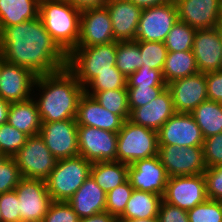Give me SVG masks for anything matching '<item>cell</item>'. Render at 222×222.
<instances>
[{
	"label": "cell",
	"mask_w": 222,
	"mask_h": 222,
	"mask_svg": "<svg viewBox=\"0 0 222 222\" xmlns=\"http://www.w3.org/2000/svg\"><path fill=\"white\" fill-rule=\"evenodd\" d=\"M40 0H0V31L39 17Z\"/></svg>",
	"instance_id": "cell-26"
},
{
	"label": "cell",
	"mask_w": 222,
	"mask_h": 222,
	"mask_svg": "<svg viewBox=\"0 0 222 222\" xmlns=\"http://www.w3.org/2000/svg\"><path fill=\"white\" fill-rule=\"evenodd\" d=\"M4 156V154L0 150V159Z\"/></svg>",
	"instance_id": "cell-55"
},
{
	"label": "cell",
	"mask_w": 222,
	"mask_h": 222,
	"mask_svg": "<svg viewBox=\"0 0 222 222\" xmlns=\"http://www.w3.org/2000/svg\"><path fill=\"white\" fill-rule=\"evenodd\" d=\"M167 87L162 70L139 68L127 78V87Z\"/></svg>",
	"instance_id": "cell-40"
},
{
	"label": "cell",
	"mask_w": 222,
	"mask_h": 222,
	"mask_svg": "<svg viewBox=\"0 0 222 222\" xmlns=\"http://www.w3.org/2000/svg\"><path fill=\"white\" fill-rule=\"evenodd\" d=\"M90 175L106 193L123 184L128 178V165L119 161L92 163Z\"/></svg>",
	"instance_id": "cell-28"
},
{
	"label": "cell",
	"mask_w": 222,
	"mask_h": 222,
	"mask_svg": "<svg viewBox=\"0 0 222 222\" xmlns=\"http://www.w3.org/2000/svg\"><path fill=\"white\" fill-rule=\"evenodd\" d=\"M139 44L141 67L162 70L168 50L164 42L135 40Z\"/></svg>",
	"instance_id": "cell-34"
},
{
	"label": "cell",
	"mask_w": 222,
	"mask_h": 222,
	"mask_svg": "<svg viewBox=\"0 0 222 222\" xmlns=\"http://www.w3.org/2000/svg\"><path fill=\"white\" fill-rule=\"evenodd\" d=\"M36 78L31 70L4 61L1 67L0 97L10 103L32 98Z\"/></svg>",
	"instance_id": "cell-18"
},
{
	"label": "cell",
	"mask_w": 222,
	"mask_h": 222,
	"mask_svg": "<svg viewBox=\"0 0 222 222\" xmlns=\"http://www.w3.org/2000/svg\"><path fill=\"white\" fill-rule=\"evenodd\" d=\"M10 102L0 97V125L7 122Z\"/></svg>",
	"instance_id": "cell-50"
},
{
	"label": "cell",
	"mask_w": 222,
	"mask_h": 222,
	"mask_svg": "<svg viewBox=\"0 0 222 222\" xmlns=\"http://www.w3.org/2000/svg\"><path fill=\"white\" fill-rule=\"evenodd\" d=\"M162 196L133 190L124 212L117 219H146L158 217Z\"/></svg>",
	"instance_id": "cell-27"
},
{
	"label": "cell",
	"mask_w": 222,
	"mask_h": 222,
	"mask_svg": "<svg viewBox=\"0 0 222 222\" xmlns=\"http://www.w3.org/2000/svg\"><path fill=\"white\" fill-rule=\"evenodd\" d=\"M203 138L222 133V103L206 100L190 113Z\"/></svg>",
	"instance_id": "cell-29"
},
{
	"label": "cell",
	"mask_w": 222,
	"mask_h": 222,
	"mask_svg": "<svg viewBox=\"0 0 222 222\" xmlns=\"http://www.w3.org/2000/svg\"><path fill=\"white\" fill-rule=\"evenodd\" d=\"M0 213L2 222H21L15 190L0 194Z\"/></svg>",
	"instance_id": "cell-44"
},
{
	"label": "cell",
	"mask_w": 222,
	"mask_h": 222,
	"mask_svg": "<svg viewBox=\"0 0 222 222\" xmlns=\"http://www.w3.org/2000/svg\"><path fill=\"white\" fill-rule=\"evenodd\" d=\"M13 157L21 176L25 178L45 180L57 162L39 134L29 136L25 145Z\"/></svg>",
	"instance_id": "cell-8"
},
{
	"label": "cell",
	"mask_w": 222,
	"mask_h": 222,
	"mask_svg": "<svg viewBox=\"0 0 222 222\" xmlns=\"http://www.w3.org/2000/svg\"><path fill=\"white\" fill-rule=\"evenodd\" d=\"M3 62H4V58L2 57V54L0 53V76H1V67H2Z\"/></svg>",
	"instance_id": "cell-53"
},
{
	"label": "cell",
	"mask_w": 222,
	"mask_h": 222,
	"mask_svg": "<svg viewBox=\"0 0 222 222\" xmlns=\"http://www.w3.org/2000/svg\"><path fill=\"white\" fill-rule=\"evenodd\" d=\"M207 98L222 103V70L205 73Z\"/></svg>",
	"instance_id": "cell-47"
},
{
	"label": "cell",
	"mask_w": 222,
	"mask_h": 222,
	"mask_svg": "<svg viewBox=\"0 0 222 222\" xmlns=\"http://www.w3.org/2000/svg\"><path fill=\"white\" fill-rule=\"evenodd\" d=\"M203 151L207 168L222 165V133L205 138Z\"/></svg>",
	"instance_id": "cell-43"
},
{
	"label": "cell",
	"mask_w": 222,
	"mask_h": 222,
	"mask_svg": "<svg viewBox=\"0 0 222 222\" xmlns=\"http://www.w3.org/2000/svg\"><path fill=\"white\" fill-rule=\"evenodd\" d=\"M178 21L187 23L196 30L219 26L222 14V0H174Z\"/></svg>",
	"instance_id": "cell-17"
},
{
	"label": "cell",
	"mask_w": 222,
	"mask_h": 222,
	"mask_svg": "<svg viewBox=\"0 0 222 222\" xmlns=\"http://www.w3.org/2000/svg\"><path fill=\"white\" fill-rule=\"evenodd\" d=\"M21 178L14 157L4 155L0 159V194L13 191Z\"/></svg>",
	"instance_id": "cell-39"
},
{
	"label": "cell",
	"mask_w": 222,
	"mask_h": 222,
	"mask_svg": "<svg viewBox=\"0 0 222 222\" xmlns=\"http://www.w3.org/2000/svg\"><path fill=\"white\" fill-rule=\"evenodd\" d=\"M208 199L222 202V165L204 172Z\"/></svg>",
	"instance_id": "cell-45"
},
{
	"label": "cell",
	"mask_w": 222,
	"mask_h": 222,
	"mask_svg": "<svg viewBox=\"0 0 222 222\" xmlns=\"http://www.w3.org/2000/svg\"><path fill=\"white\" fill-rule=\"evenodd\" d=\"M157 131L125 120L118 132L116 161L131 165L135 161L158 155Z\"/></svg>",
	"instance_id": "cell-6"
},
{
	"label": "cell",
	"mask_w": 222,
	"mask_h": 222,
	"mask_svg": "<svg viewBox=\"0 0 222 222\" xmlns=\"http://www.w3.org/2000/svg\"><path fill=\"white\" fill-rule=\"evenodd\" d=\"M79 222H117V218L105 211L89 217L81 218Z\"/></svg>",
	"instance_id": "cell-49"
},
{
	"label": "cell",
	"mask_w": 222,
	"mask_h": 222,
	"mask_svg": "<svg viewBox=\"0 0 222 222\" xmlns=\"http://www.w3.org/2000/svg\"><path fill=\"white\" fill-rule=\"evenodd\" d=\"M14 190L21 222H41L52 203L45 180L22 177Z\"/></svg>",
	"instance_id": "cell-10"
},
{
	"label": "cell",
	"mask_w": 222,
	"mask_h": 222,
	"mask_svg": "<svg viewBox=\"0 0 222 222\" xmlns=\"http://www.w3.org/2000/svg\"><path fill=\"white\" fill-rule=\"evenodd\" d=\"M175 113L172 94L166 87L150 103L131 110L128 120L136 125L158 131Z\"/></svg>",
	"instance_id": "cell-22"
},
{
	"label": "cell",
	"mask_w": 222,
	"mask_h": 222,
	"mask_svg": "<svg viewBox=\"0 0 222 222\" xmlns=\"http://www.w3.org/2000/svg\"><path fill=\"white\" fill-rule=\"evenodd\" d=\"M117 222H159L158 217L146 219H117Z\"/></svg>",
	"instance_id": "cell-52"
},
{
	"label": "cell",
	"mask_w": 222,
	"mask_h": 222,
	"mask_svg": "<svg viewBox=\"0 0 222 222\" xmlns=\"http://www.w3.org/2000/svg\"><path fill=\"white\" fill-rule=\"evenodd\" d=\"M159 222H189L187 210L162 200L158 212Z\"/></svg>",
	"instance_id": "cell-46"
},
{
	"label": "cell",
	"mask_w": 222,
	"mask_h": 222,
	"mask_svg": "<svg viewBox=\"0 0 222 222\" xmlns=\"http://www.w3.org/2000/svg\"><path fill=\"white\" fill-rule=\"evenodd\" d=\"M159 145L203 146L202 132L189 113L176 112L158 131Z\"/></svg>",
	"instance_id": "cell-15"
},
{
	"label": "cell",
	"mask_w": 222,
	"mask_h": 222,
	"mask_svg": "<svg viewBox=\"0 0 222 222\" xmlns=\"http://www.w3.org/2000/svg\"><path fill=\"white\" fill-rule=\"evenodd\" d=\"M109 12L115 41H134L143 8L129 0H110Z\"/></svg>",
	"instance_id": "cell-21"
},
{
	"label": "cell",
	"mask_w": 222,
	"mask_h": 222,
	"mask_svg": "<svg viewBox=\"0 0 222 222\" xmlns=\"http://www.w3.org/2000/svg\"><path fill=\"white\" fill-rule=\"evenodd\" d=\"M80 218L65 201H52L41 222H79Z\"/></svg>",
	"instance_id": "cell-42"
},
{
	"label": "cell",
	"mask_w": 222,
	"mask_h": 222,
	"mask_svg": "<svg viewBox=\"0 0 222 222\" xmlns=\"http://www.w3.org/2000/svg\"><path fill=\"white\" fill-rule=\"evenodd\" d=\"M158 156L169 178L204 174L207 169L203 146L159 145Z\"/></svg>",
	"instance_id": "cell-7"
},
{
	"label": "cell",
	"mask_w": 222,
	"mask_h": 222,
	"mask_svg": "<svg viewBox=\"0 0 222 222\" xmlns=\"http://www.w3.org/2000/svg\"><path fill=\"white\" fill-rule=\"evenodd\" d=\"M173 99L175 112L191 113L208 100L205 73L198 72L167 84Z\"/></svg>",
	"instance_id": "cell-19"
},
{
	"label": "cell",
	"mask_w": 222,
	"mask_h": 222,
	"mask_svg": "<svg viewBox=\"0 0 222 222\" xmlns=\"http://www.w3.org/2000/svg\"><path fill=\"white\" fill-rule=\"evenodd\" d=\"M85 93L92 96L109 112L121 116L124 120L129 119L130 109L128 104L127 88Z\"/></svg>",
	"instance_id": "cell-31"
},
{
	"label": "cell",
	"mask_w": 222,
	"mask_h": 222,
	"mask_svg": "<svg viewBox=\"0 0 222 222\" xmlns=\"http://www.w3.org/2000/svg\"><path fill=\"white\" fill-rule=\"evenodd\" d=\"M92 163L82 156L59 159L45 179L52 201L67 202L89 177Z\"/></svg>",
	"instance_id": "cell-5"
},
{
	"label": "cell",
	"mask_w": 222,
	"mask_h": 222,
	"mask_svg": "<svg viewBox=\"0 0 222 222\" xmlns=\"http://www.w3.org/2000/svg\"><path fill=\"white\" fill-rule=\"evenodd\" d=\"M208 199L204 174L174 176L168 179L162 200L189 210Z\"/></svg>",
	"instance_id": "cell-12"
},
{
	"label": "cell",
	"mask_w": 222,
	"mask_h": 222,
	"mask_svg": "<svg viewBox=\"0 0 222 222\" xmlns=\"http://www.w3.org/2000/svg\"><path fill=\"white\" fill-rule=\"evenodd\" d=\"M177 21L178 11L174 0L143 8L135 40L164 42Z\"/></svg>",
	"instance_id": "cell-9"
},
{
	"label": "cell",
	"mask_w": 222,
	"mask_h": 222,
	"mask_svg": "<svg viewBox=\"0 0 222 222\" xmlns=\"http://www.w3.org/2000/svg\"><path fill=\"white\" fill-rule=\"evenodd\" d=\"M117 41L89 47H76L67 55V68L85 88L105 71H119L116 64Z\"/></svg>",
	"instance_id": "cell-4"
},
{
	"label": "cell",
	"mask_w": 222,
	"mask_h": 222,
	"mask_svg": "<svg viewBox=\"0 0 222 222\" xmlns=\"http://www.w3.org/2000/svg\"><path fill=\"white\" fill-rule=\"evenodd\" d=\"M76 123L118 133L125 120L102 107L92 96L84 93L78 103Z\"/></svg>",
	"instance_id": "cell-23"
},
{
	"label": "cell",
	"mask_w": 222,
	"mask_h": 222,
	"mask_svg": "<svg viewBox=\"0 0 222 222\" xmlns=\"http://www.w3.org/2000/svg\"><path fill=\"white\" fill-rule=\"evenodd\" d=\"M192 51L199 72L222 70V32L220 28L197 30Z\"/></svg>",
	"instance_id": "cell-20"
},
{
	"label": "cell",
	"mask_w": 222,
	"mask_h": 222,
	"mask_svg": "<svg viewBox=\"0 0 222 222\" xmlns=\"http://www.w3.org/2000/svg\"><path fill=\"white\" fill-rule=\"evenodd\" d=\"M198 67L193 51L168 52L162 69L166 84L179 78L198 73Z\"/></svg>",
	"instance_id": "cell-30"
},
{
	"label": "cell",
	"mask_w": 222,
	"mask_h": 222,
	"mask_svg": "<svg viewBox=\"0 0 222 222\" xmlns=\"http://www.w3.org/2000/svg\"><path fill=\"white\" fill-rule=\"evenodd\" d=\"M127 179L134 190L152 192L162 196L169 176L157 155L128 165Z\"/></svg>",
	"instance_id": "cell-14"
},
{
	"label": "cell",
	"mask_w": 222,
	"mask_h": 222,
	"mask_svg": "<svg viewBox=\"0 0 222 222\" xmlns=\"http://www.w3.org/2000/svg\"><path fill=\"white\" fill-rule=\"evenodd\" d=\"M77 132L79 156L91 163L116 161L118 133L80 125Z\"/></svg>",
	"instance_id": "cell-11"
},
{
	"label": "cell",
	"mask_w": 222,
	"mask_h": 222,
	"mask_svg": "<svg viewBox=\"0 0 222 222\" xmlns=\"http://www.w3.org/2000/svg\"><path fill=\"white\" fill-rule=\"evenodd\" d=\"M222 32V14H221V17H220V22H219V26H218Z\"/></svg>",
	"instance_id": "cell-54"
},
{
	"label": "cell",
	"mask_w": 222,
	"mask_h": 222,
	"mask_svg": "<svg viewBox=\"0 0 222 222\" xmlns=\"http://www.w3.org/2000/svg\"><path fill=\"white\" fill-rule=\"evenodd\" d=\"M77 128L76 119L42 123L39 135L57 160L73 158L79 156Z\"/></svg>",
	"instance_id": "cell-13"
},
{
	"label": "cell",
	"mask_w": 222,
	"mask_h": 222,
	"mask_svg": "<svg viewBox=\"0 0 222 222\" xmlns=\"http://www.w3.org/2000/svg\"><path fill=\"white\" fill-rule=\"evenodd\" d=\"M35 99L14 102L9 107L7 123L28 136L38 135L42 126Z\"/></svg>",
	"instance_id": "cell-25"
},
{
	"label": "cell",
	"mask_w": 222,
	"mask_h": 222,
	"mask_svg": "<svg viewBox=\"0 0 222 222\" xmlns=\"http://www.w3.org/2000/svg\"><path fill=\"white\" fill-rule=\"evenodd\" d=\"M35 87L41 92L36 102L42 123L75 119L85 88L67 68L37 76Z\"/></svg>",
	"instance_id": "cell-2"
},
{
	"label": "cell",
	"mask_w": 222,
	"mask_h": 222,
	"mask_svg": "<svg viewBox=\"0 0 222 222\" xmlns=\"http://www.w3.org/2000/svg\"><path fill=\"white\" fill-rule=\"evenodd\" d=\"M141 8L152 7L155 5L163 4L172 0H129Z\"/></svg>",
	"instance_id": "cell-51"
},
{
	"label": "cell",
	"mask_w": 222,
	"mask_h": 222,
	"mask_svg": "<svg viewBox=\"0 0 222 222\" xmlns=\"http://www.w3.org/2000/svg\"><path fill=\"white\" fill-rule=\"evenodd\" d=\"M133 190L127 179L123 184L106 193V211L118 218L124 212Z\"/></svg>",
	"instance_id": "cell-37"
},
{
	"label": "cell",
	"mask_w": 222,
	"mask_h": 222,
	"mask_svg": "<svg viewBox=\"0 0 222 222\" xmlns=\"http://www.w3.org/2000/svg\"><path fill=\"white\" fill-rule=\"evenodd\" d=\"M189 222H222V202L207 199L187 210Z\"/></svg>",
	"instance_id": "cell-36"
},
{
	"label": "cell",
	"mask_w": 222,
	"mask_h": 222,
	"mask_svg": "<svg viewBox=\"0 0 222 222\" xmlns=\"http://www.w3.org/2000/svg\"><path fill=\"white\" fill-rule=\"evenodd\" d=\"M29 136L9 123L0 125V150L4 155L13 157L26 143Z\"/></svg>",
	"instance_id": "cell-35"
},
{
	"label": "cell",
	"mask_w": 222,
	"mask_h": 222,
	"mask_svg": "<svg viewBox=\"0 0 222 222\" xmlns=\"http://www.w3.org/2000/svg\"><path fill=\"white\" fill-rule=\"evenodd\" d=\"M122 88H127V78L120 71H105L95 77L84 90L100 92Z\"/></svg>",
	"instance_id": "cell-38"
},
{
	"label": "cell",
	"mask_w": 222,
	"mask_h": 222,
	"mask_svg": "<svg viewBox=\"0 0 222 222\" xmlns=\"http://www.w3.org/2000/svg\"><path fill=\"white\" fill-rule=\"evenodd\" d=\"M116 42L112 22L106 7L83 10L80 18V35L77 47H89Z\"/></svg>",
	"instance_id": "cell-16"
},
{
	"label": "cell",
	"mask_w": 222,
	"mask_h": 222,
	"mask_svg": "<svg viewBox=\"0 0 222 222\" xmlns=\"http://www.w3.org/2000/svg\"><path fill=\"white\" fill-rule=\"evenodd\" d=\"M0 53L4 61L25 67L36 76L67 67V54L46 31L40 17L4 27L0 31Z\"/></svg>",
	"instance_id": "cell-1"
},
{
	"label": "cell",
	"mask_w": 222,
	"mask_h": 222,
	"mask_svg": "<svg viewBox=\"0 0 222 222\" xmlns=\"http://www.w3.org/2000/svg\"><path fill=\"white\" fill-rule=\"evenodd\" d=\"M67 202L80 219L89 217L106 211V192L89 175Z\"/></svg>",
	"instance_id": "cell-24"
},
{
	"label": "cell",
	"mask_w": 222,
	"mask_h": 222,
	"mask_svg": "<svg viewBox=\"0 0 222 222\" xmlns=\"http://www.w3.org/2000/svg\"><path fill=\"white\" fill-rule=\"evenodd\" d=\"M196 31L187 23L177 21L164 40L168 52L192 51Z\"/></svg>",
	"instance_id": "cell-33"
},
{
	"label": "cell",
	"mask_w": 222,
	"mask_h": 222,
	"mask_svg": "<svg viewBox=\"0 0 222 222\" xmlns=\"http://www.w3.org/2000/svg\"><path fill=\"white\" fill-rule=\"evenodd\" d=\"M81 12L66 0H40L39 17L46 31L67 55L78 44Z\"/></svg>",
	"instance_id": "cell-3"
},
{
	"label": "cell",
	"mask_w": 222,
	"mask_h": 222,
	"mask_svg": "<svg viewBox=\"0 0 222 222\" xmlns=\"http://www.w3.org/2000/svg\"><path fill=\"white\" fill-rule=\"evenodd\" d=\"M116 68L128 78L141 67L139 44L134 41H117Z\"/></svg>",
	"instance_id": "cell-32"
},
{
	"label": "cell",
	"mask_w": 222,
	"mask_h": 222,
	"mask_svg": "<svg viewBox=\"0 0 222 222\" xmlns=\"http://www.w3.org/2000/svg\"><path fill=\"white\" fill-rule=\"evenodd\" d=\"M166 87H148V86H136L127 87L128 104L130 111L144 106L156 97H158Z\"/></svg>",
	"instance_id": "cell-41"
},
{
	"label": "cell",
	"mask_w": 222,
	"mask_h": 222,
	"mask_svg": "<svg viewBox=\"0 0 222 222\" xmlns=\"http://www.w3.org/2000/svg\"><path fill=\"white\" fill-rule=\"evenodd\" d=\"M76 9L83 11L89 8L105 7L110 0H66Z\"/></svg>",
	"instance_id": "cell-48"
}]
</instances>
